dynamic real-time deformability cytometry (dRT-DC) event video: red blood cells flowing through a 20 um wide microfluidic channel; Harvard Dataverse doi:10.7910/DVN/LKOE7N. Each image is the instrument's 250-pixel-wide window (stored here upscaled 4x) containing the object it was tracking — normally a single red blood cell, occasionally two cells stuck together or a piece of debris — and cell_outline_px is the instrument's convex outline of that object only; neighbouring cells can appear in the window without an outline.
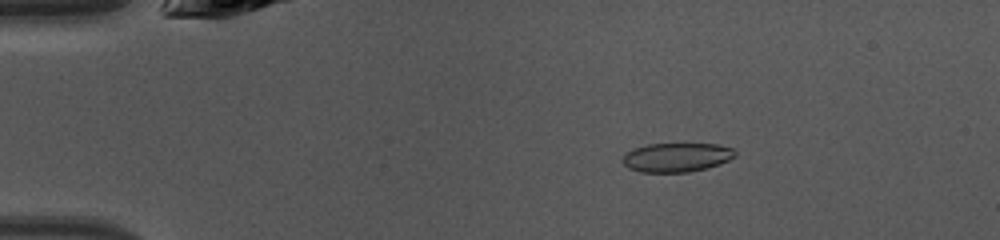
{"species": "common noctule bat (a hibernating species)", "species_latin": "Nyctalus noctula", "temperature_condition": "warm", "stored_images_in_passage": 46, "camera_frame_rate_fps": 3000, "um_per_image_px": 0.085, "animal": {"sex": "female", "body_mass_g": 10.0, "forearm_length_mm": 53.1}, "frame": {"image": 1, "passage_image": 8, "time_ms": 2.333, "image_size_px": [1000, 240], "cell_outline_px": [[736, 156], [720, 164], [708, 168], [688, 172], [640, 172], [628, 168], [624, 164], [624, 156], [628, 152], [636, 148], [648, 144], [716, 144], [732, 148], [736, 152]], "centroid_in_image_um": [57.55, 13.38], "position_along_channel_um": 27.4, "area_um2": 18.9}}
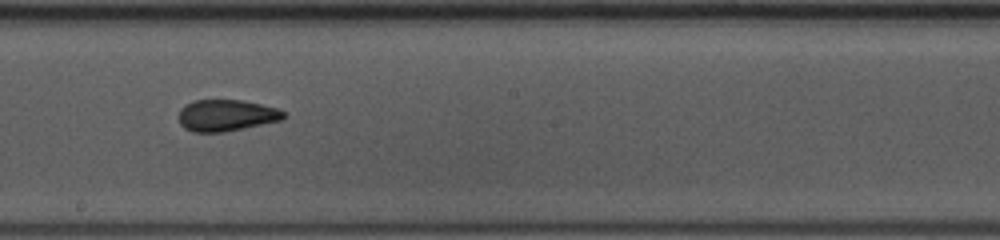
{"frame": {"image": 2, "passage_image": 26, "time_ms": 8.333, "image_size_px": [1000, 240], "cell_outline_px": [[284, 116], [280, 120], [244, 128], [224, 132], [192, 132], [184, 128], [180, 124], [180, 108], [184, 104], [196, 100], [240, 100], [260, 104], [276, 108], [284, 112]], "centroid_in_image_um": [19.19, 9.81], "position_along_channel_um": 229.0, "area_um2": 19.07}}
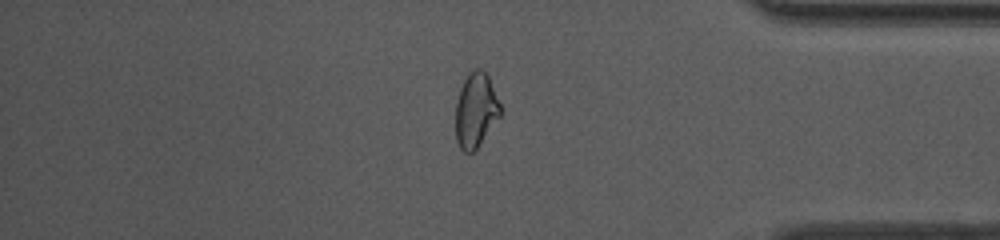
{"frame": {"image": 3, "passage_image": 39, "time_ms": 12.667, "image_size_px": [1000, 240], "cell_outline_px": [[500, 116], [480, 144], [472, 152], [464, 152], [460, 148], [456, 140], [456, 104], [460, 88], [464, 80], [476, 68], [480, 68], [488, 76], [500, 104]], "centroid_in_image_um": [40.43, 9.39], "position_along_channel_um": 394.8, "area_um2": 19.07}, "authors_computed_cell_mechanics": {"area_um2": 19.5075, "velocity_mm_per_s": 4.2969, "shape_relaxation_time_tau1_ms": null, "shape_relaxation_time_tau2_ms": 1.4585, "deformation_change_tau1": null, "deformation_change_tau2": 0.0722}}